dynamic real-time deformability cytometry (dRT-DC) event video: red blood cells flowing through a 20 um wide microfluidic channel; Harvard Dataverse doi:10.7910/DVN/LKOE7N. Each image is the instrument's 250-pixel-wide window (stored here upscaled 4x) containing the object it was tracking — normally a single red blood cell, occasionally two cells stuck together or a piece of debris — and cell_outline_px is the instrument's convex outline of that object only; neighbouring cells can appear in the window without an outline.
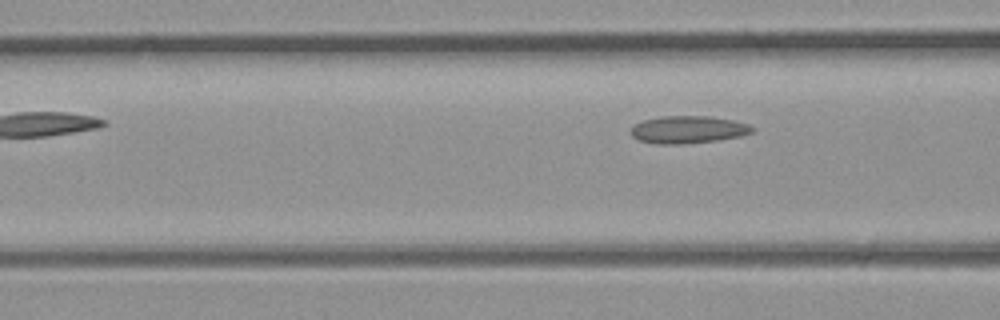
{"species": "common noctule bat (a hibernating species)", "species_latin": "Nyctalus noctula", "temperature_condition": "room temperature", "stored_images_in_passage": 3, "camera_frame_rate_fps": 3000, "um_per_image_px": 0.085, "animal": {"sex": "male", "body_mass_g": 23.1, "forearm_length_mm": 52.7}, "frame": {"image": 1, "passage_image": 3, "time_ms": 0.667, "image_size_px": [1000, 320], "cell_outline_px": [[756, 128], [752, 132], [740, 136], [720, 140], [684, 144], [656, 144], [640, 140], [632, 136], [628, 132], [636, 124], [644, 120], [660, 116], [708, 116], [732, 120], [748, 124]], "centroid_in_image_um": [58.49, 11.02], "position_along_channel_um": 108.1, "area_um2": 19.48}}